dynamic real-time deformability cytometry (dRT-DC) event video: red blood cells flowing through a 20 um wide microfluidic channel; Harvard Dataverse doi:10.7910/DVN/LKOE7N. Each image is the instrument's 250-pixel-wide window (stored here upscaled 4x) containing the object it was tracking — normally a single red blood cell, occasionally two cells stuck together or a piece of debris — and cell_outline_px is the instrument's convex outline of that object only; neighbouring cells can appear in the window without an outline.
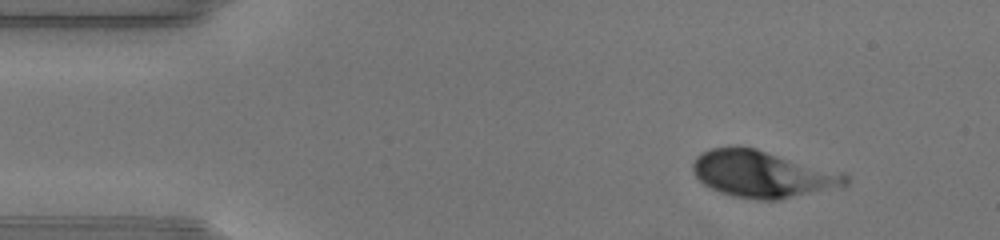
{"species": "human", "species_latin": "Homo sapiens", "temperature_condition": "warm", "stored_images_in_passage": 43, "camera_frame_rate_fps": 3000, "um_per_image_px": 0.085, "donor": {"sex": "male"}, "frame": {"image": 1, "passage_image": 1, "time_ms": 0.0, "image_size_px": [1000, 240], "cell_outline_px": [[848, 184], [844, 188], [780, 200], [756, 200], [736, 196], [720, 192], [704, 184], [696, 176], [692, 168], [692, 164], [696, 156], [712, 148], [756, 148], [844, 172], [848, 176]], "centroid_in_image_um": [64.93, 14.83], "position_along_channel_um": 20.1, "area_um2": 41.91}}
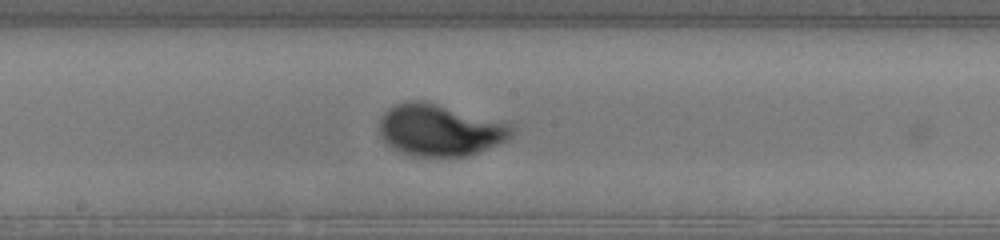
{"frame": {"image": 2, "passage_image": 20, "time_ms": 6.333, "image_size_px": [1000, 240], "cell_outline_px": [[512, 136], [508, 140], [468, 156], [412, 156], [400, 152], [388, 144], [384, 140], [380, 132], [380, 116], [392, 104], [404, 100], [424, 100], [508, 124], [512, 128]], "centroid_in_image_um": [37.32, 11.05], "position_along_channel_um": 210.9, "area_um2": 39.65}}
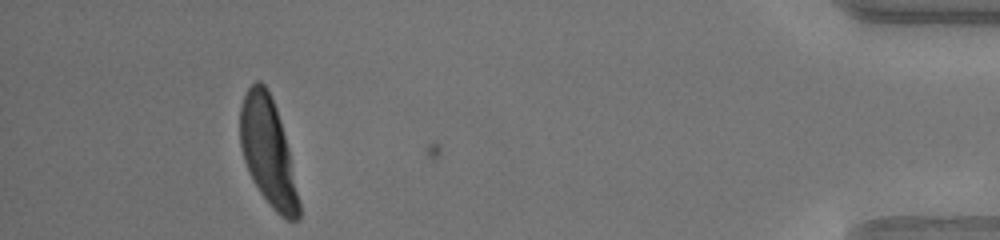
{"frame": {"image": 3, "passage_image": 39, "time_ms": 12.667, "image_size_px": [1000, 240], "cell_outline_px": [[300, 220], [288, 220], [280, 216], [272, 208], [260, 192], [244, 160], [240, 144], [240, 104], [248, 88], [256, 80], [260, 80], [264, 84], [276, 108], [280, 120], [288, 148], [300, 204]], "centroid_in_image_um": [22.78, 12.9], "position_along_channel_um": 412.4, "area_um2": 36.3}, "authors_computed_cell_mechanics": {"area_um2": 36.9342, "velocity_mm_per_s": 4.3004, "shape_relaxation_time_tau1_ms": 2.5068, "shape_relaxation_time_tau2_ms": null, "deformation_change_tau1": 0.1723, "deformation_change_tau2": null}}